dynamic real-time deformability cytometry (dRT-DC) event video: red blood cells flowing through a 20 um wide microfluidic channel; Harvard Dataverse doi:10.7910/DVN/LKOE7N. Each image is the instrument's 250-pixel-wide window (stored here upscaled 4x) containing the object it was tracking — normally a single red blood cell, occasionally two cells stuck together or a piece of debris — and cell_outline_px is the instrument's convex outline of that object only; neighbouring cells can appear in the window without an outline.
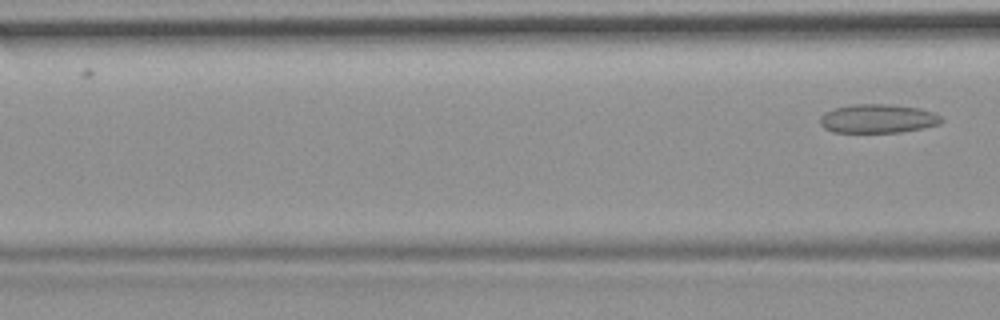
{"species": "common noctule bat (a hibernating species)", "species_latin": "Nyctalus noctula", "temperature_condition": "room temperature", "stored_images_in_passage": 3, "camera_frame_rate_fps": 3000, "um_per_image_px": 0.085, "animal": {"sex": "female", "body_mass_g": 19.9}, "frame": {"image": 1, "passage_image": 3, "time_ms": 0.667, "image_size_px": [1000, 320], "cell_outline_px": [[944, 120], [940, 124], [924, 128], [900, 132], [832, 132], [824, 128], [820, 124], [820, 116], [824, 112], [832, 108], [852, 104], [892, 104], [920, 108], [932, 112], [940, 116]], "centroid_in_image_um": [74.6, 10.07], "position_along_channel_um": 92.0, "area_um2": 20.63}}